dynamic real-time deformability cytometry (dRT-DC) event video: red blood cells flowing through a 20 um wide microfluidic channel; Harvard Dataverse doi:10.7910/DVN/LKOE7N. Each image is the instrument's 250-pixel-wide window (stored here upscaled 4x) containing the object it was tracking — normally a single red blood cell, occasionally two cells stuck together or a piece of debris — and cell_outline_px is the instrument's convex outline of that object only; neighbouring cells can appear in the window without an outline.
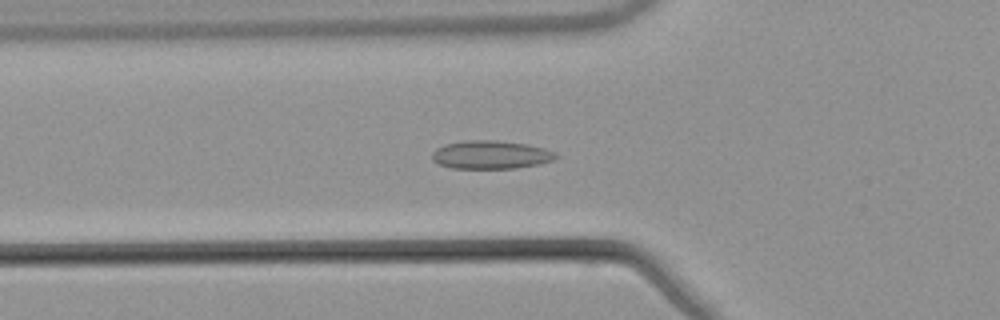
{"species": "common noctule bat (a hibernating species)", "species_latin": "Nyctalus noctula", "temperature_condition": "warm", "stored_images_in_passage": 53, "camera_frame_rate_fps": 3000, "um_per_image_px": 0.085, "animal": {"sex": "male", "body_mass_g": 21.5, "forearm_length_mm": 52.0}, "frame": {"image": 1, "passage_image": 19, "time_ms": 6.0, "image_size_px": [1000, 320], "cell_outline_px": [[560, 156], [552, 160], [540, 164], [516, 168], [452, 168], [440, 164], [432, 160], [432, 152], [436, 148], [448, 144], [464, 140], [496, 140], [528, 144], [544, 148], [556, 152]], "centroid_in_image_um": [41.75, 13.15], "position_along_channel_um": 84.0, "area_um2": 20.46}}
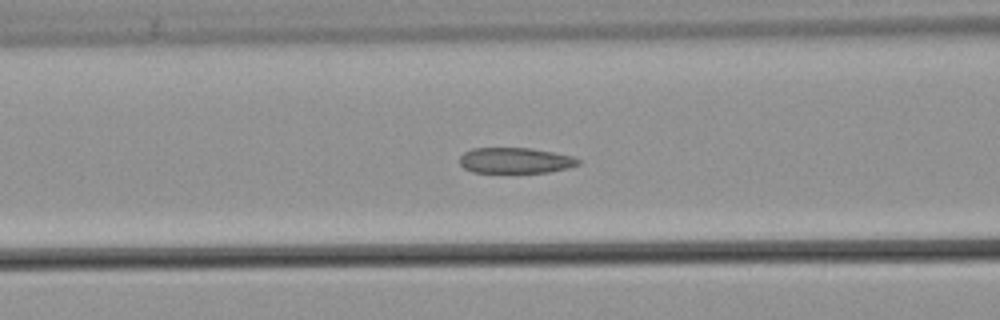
{"frame": {"image": 2, "passage_image": 22, "time_ms": 7.0, "image_size_px": [1000, 320], "cell_outline_px": [[580, 164], [568, 168], [548, 172], [472, 172], [464, 168], [460, 164], [460, 156], [464, 152], [472, 148], [532, 148], [572, 156], [580, 160]], "centroid_in_image_um": [43.79, 13.63], "position_along_channel_um": 122.8, "area_um2": 17.69}}
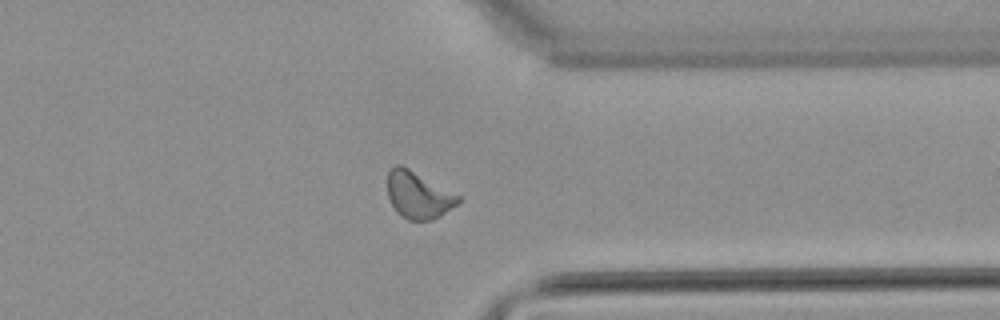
{"frame": {"image": 3, "passage_image": 42, "time_ms": 13.667, "image_size_px": [1000, 320], "cell_outline_px": [[460, 200], [456, 204], [440, 216], [432, 220], [408, 220], [396, 212], [388, 196], [388, 172], [396, 164], [400, 164], [408, 168], [460, 196]], "centroid_in_image_um": [35.53, 16.59], "position_along_channel_um": 375.9, "area_um2": 18.96}, "authors_computed_cell_mechanics": {"area_um2": 19.1318, "velocity_mm_per_s": 3.8455, "shape_relaxation_time_tau1_ms": null, "shape_relaxation_time_tau2_ms": 2.3422, "deformation_change_tau1": null, "deformation_change_tau2": 0.0775}}